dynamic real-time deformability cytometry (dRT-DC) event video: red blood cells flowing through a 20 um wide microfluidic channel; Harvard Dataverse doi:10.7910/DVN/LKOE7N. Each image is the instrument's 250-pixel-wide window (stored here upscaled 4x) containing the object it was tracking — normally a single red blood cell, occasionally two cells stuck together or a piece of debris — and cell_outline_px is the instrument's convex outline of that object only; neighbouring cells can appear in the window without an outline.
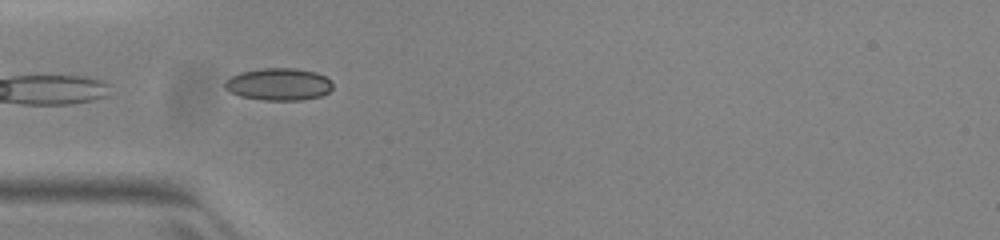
{"species": "common noctule bat (a hibernating species)", "species_latin": "Nyctalus noctula", "temperature_condition": "warm", "stored_images_in_passage": 9, "camera_frame_rate_fps": 3000, "um_per_image_px": 0.085, "animal": {"sex": "female", "body_mass_g": 23.0, "forearm_length_mm": 53.4}, "frame": {"image": 1, "passage_image": 1, "time_ms": 0.0, "image_size_px": [1000, 240], "cell_outline_px": [[332, 88], [328, 92], [320, 96], [300, 100], [264, 100], [240, 96], [224, 88], [224, 84], [232, 76], [240, 72], [264, 68], [296, 68], [316, 72], [324, 76], [332, 84]], "centroid_in_image_um": [23.69, 7.16], "position_along_channel_um": 61.3, "area_um2": 20.06}}